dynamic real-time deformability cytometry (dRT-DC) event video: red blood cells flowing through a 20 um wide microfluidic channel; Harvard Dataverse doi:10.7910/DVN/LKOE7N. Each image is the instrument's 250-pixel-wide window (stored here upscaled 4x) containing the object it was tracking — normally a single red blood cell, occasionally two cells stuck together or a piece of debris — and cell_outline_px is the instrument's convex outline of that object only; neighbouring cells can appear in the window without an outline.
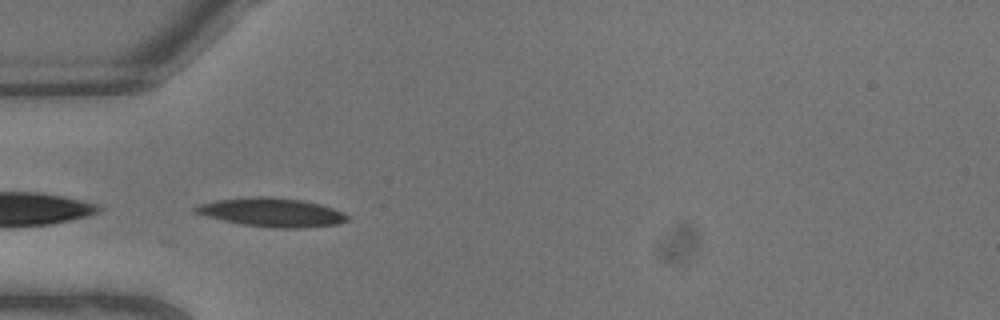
{"species": "common noctule bat (a hibernating species)", "species_latin": "Nyctalus noctula", "temperature_condition": "warm", "stored_images_in_passage": 8, "camera_frame_rate_fps": 3000, "um_per_image_px": 0.085, "animal": {"sex": "male", "body_mass_g": 13.3}, "frame": {"image": 1, "passage_image": 7, "time_ms": 2.0, "image_size_px": [1000, 320], "cell_outline_px": [[348, 220], [336, 224], [304, 228], [272, 228], [240, 224], [204, 216], [192, 212], [192, 208], [200, 204], [216, 200], [248, 196], [272, 196], [304, 200], [320, 204], [344, 212], [348, 216]], "centroid_in_image_um": [23.06, 18.04], "position_along_channel_um": 61.9, "area_um2": 25.84}}